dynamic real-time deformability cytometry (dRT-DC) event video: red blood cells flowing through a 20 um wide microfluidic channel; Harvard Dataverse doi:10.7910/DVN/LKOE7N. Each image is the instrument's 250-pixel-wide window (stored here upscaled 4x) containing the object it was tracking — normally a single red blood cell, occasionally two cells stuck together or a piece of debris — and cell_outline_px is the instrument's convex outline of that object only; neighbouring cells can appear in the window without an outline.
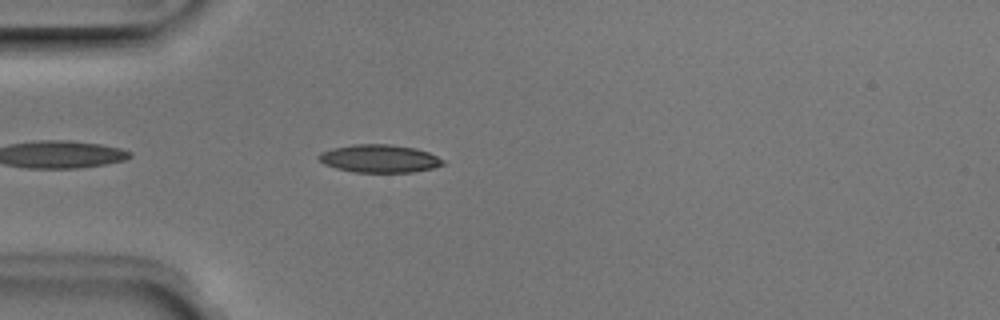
{"species": "Egyptian fruit bat (a non-hibernating species)", "species_latin": "Rousettus aegyptiacus", "temperature_condition": "room temperature", "stored_images_in_passage": 22, "camera_frame_rate_fps": 3000, "um_per_image_px": 0.085, "animal": {"sex": "male"}, "frame": {"image": 1, "passage_image": 3, "time_ms": 0.667, "image_size_px": [1000, 320], "cell_outline_px": [[444, 164], [432, 168], [412, 172], [356, 172], [336, 168], [324, 164], [316, 156], [320, 152], [332, 148], [352, 144], [392, 144], [416, 148], [428, 152], [444, 160]], "centroid_in_image_um": [32.23, 13.47], "position_along_channel_um": 52.8, "area_um2": 20.23}}
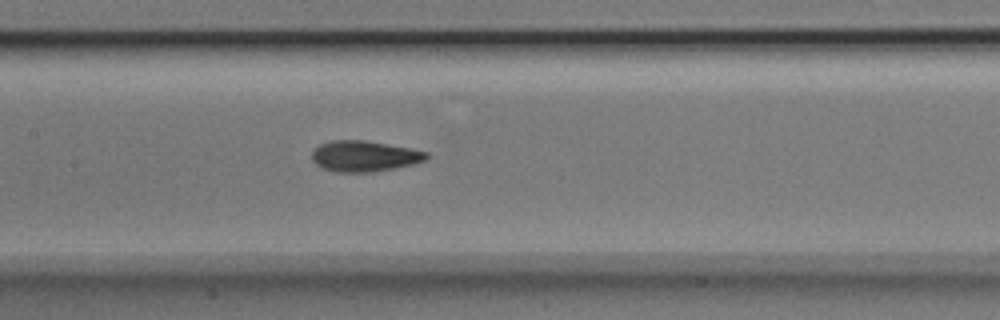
{"frame": {"image": 2, "passage_image": 13, "time_ms": 4.0, "image_size_px": [1000, 320], "cell_outline_px": [[428, 160], [412, 164], [372, 172], [336, 172], [320, 168], [312, 160], [312, 152], [320, 144], [332, 140], [364, 140], [388, 144], [428, 152]], "centroid_in_image_um": [30.95, 13.27], "position_along_channel_um": 176.5, "area_um2": 20.52}}
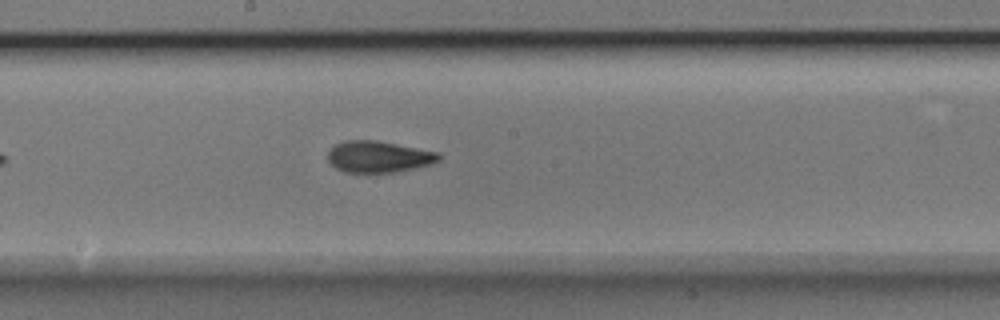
{"frame": {"image": 3, "passage_image": 16, "time_ms": 5.0, "image_size_px": [1000, 320], "cell_outline_px": [[440, 160], [432, 164], [392, 172], [344, 172], [336, 168], [328, 160], [328, 152], [336, 144], [348, 140], [376, 140], [440, 152]], "centroid_in_image_um": [32.2, 13.31], "position_along_channel_um": 216.0, "area_um2": 20.17}}